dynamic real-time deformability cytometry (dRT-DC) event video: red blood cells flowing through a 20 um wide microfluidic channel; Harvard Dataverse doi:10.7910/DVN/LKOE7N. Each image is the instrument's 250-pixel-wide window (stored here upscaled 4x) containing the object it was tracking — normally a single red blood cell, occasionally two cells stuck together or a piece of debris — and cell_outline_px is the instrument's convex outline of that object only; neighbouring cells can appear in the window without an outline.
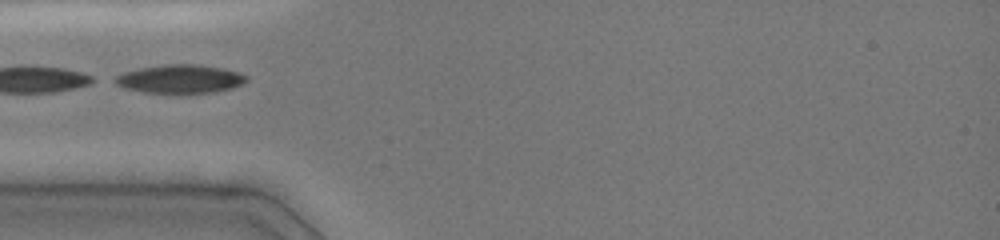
{"species": "common noctule bat (a hibernating species)", "species_latin": "Nyctalus noctula", "temperature_condition": "cold", "stored_images_in_passage": 4, "camera_frame_rate_fps": 3000, "um_per_image_px": 0.085, "animal": {"sex": "female", "body_mass_g": 19.0, "forearm_length_mm": 51.5}, "frame": {"image": 1, "passage_image": 1, "time_ms": 0.0, "image_size_px": [1000, 240], "cell_outline_px": [[248, 80], [232, 88], [212, 92], [180, 96], [144, 92], [124, 88], [108, 80], [124, 72], [140, 68], [164, 64], [196, 64], [224, 68], [240, 72], [248, 76]], "centroid_in_image_um": [15.28, 6.74], "position_along_channel_um": 69.7, "area_um2": 22.77}}